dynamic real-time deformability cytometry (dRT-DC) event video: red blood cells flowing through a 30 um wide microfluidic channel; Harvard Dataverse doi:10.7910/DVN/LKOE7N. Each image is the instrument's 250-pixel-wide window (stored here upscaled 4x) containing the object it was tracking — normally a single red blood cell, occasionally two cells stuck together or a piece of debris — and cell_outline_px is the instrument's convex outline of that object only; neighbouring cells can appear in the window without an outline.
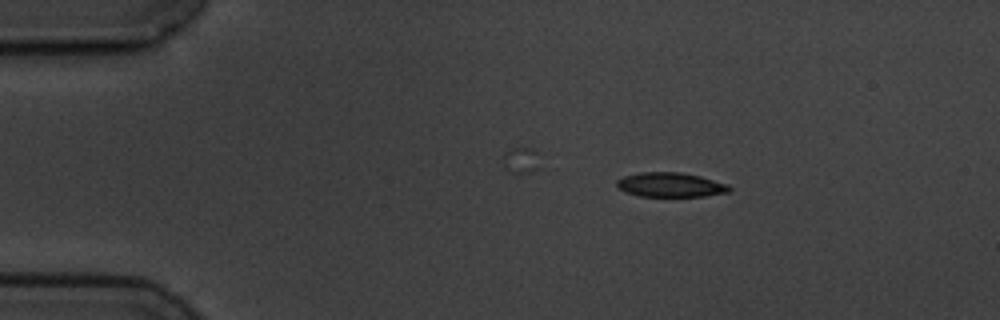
{"species": "common noctule bat (a hibernating species)", "species_latin": "Nyctalus noctula", "temperature_condition": "cold", "stored_images_in_passage": 3, "camera_frame_rate_fps": 3000, "um_per_image_px": 0.085, "animal": {"sex": "male", "body_mass_g": 19.5, "forearm_length_mm": 54.6}, "frame": {"image": 1, "passage_image": 1, "time_ms": 0.0, "image_size_px": [1000, 320], "cell_outline_px": [[732, 188], [728, 192], [704, 196], [640, 196], [628, 192], [620, 188], [616, 184], [616, 180], [624, 176], [640, 172], [680, 172], [700, 176], [728, 184]], "centroid_in_image_um": [57.01, 15.7], "position_along_channel_um": 28.0, "area_um2": 15.9}}